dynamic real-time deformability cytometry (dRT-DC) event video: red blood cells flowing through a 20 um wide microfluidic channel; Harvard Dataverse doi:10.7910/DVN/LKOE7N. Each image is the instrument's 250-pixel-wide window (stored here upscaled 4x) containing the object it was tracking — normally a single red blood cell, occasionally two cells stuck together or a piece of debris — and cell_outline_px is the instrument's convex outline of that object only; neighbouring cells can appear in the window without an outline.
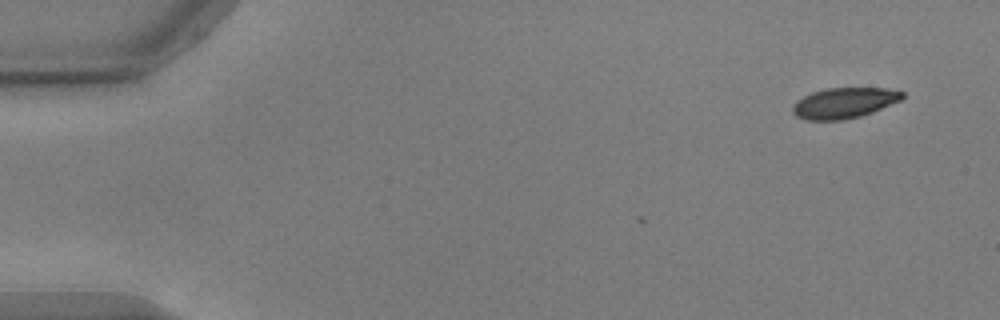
{"species": "common noctule bat (a hibernating species)", "species_latin": "Nyctalus noctula", "temperature_condition": "warm", "stored_images_in_passage": 10, "camera_frame_rate_fps": 3000, "um_per_image_px": 0.085, "animal": {"sex": "male", "body_mass_g": 17.9, "forearm_length_mm": 54.2}, "frame": {"image": 1, "passage_image": 1, "time_ms": 0.0, "image_size_px": [1000, 320], "cell_outline_px": [[904, 96], [900, 100], [872, 112], [860, 116], [844, 120], [808, 120], [796, 116], [792, 112], [792, 104], [796, 100], [812, 92], [824, 88], [888, 88], [904, 92]], "centroid_in_image_um": [71.72, 8.74], "position_along_channel_um": 13.3, "area_um2": 19.59}}